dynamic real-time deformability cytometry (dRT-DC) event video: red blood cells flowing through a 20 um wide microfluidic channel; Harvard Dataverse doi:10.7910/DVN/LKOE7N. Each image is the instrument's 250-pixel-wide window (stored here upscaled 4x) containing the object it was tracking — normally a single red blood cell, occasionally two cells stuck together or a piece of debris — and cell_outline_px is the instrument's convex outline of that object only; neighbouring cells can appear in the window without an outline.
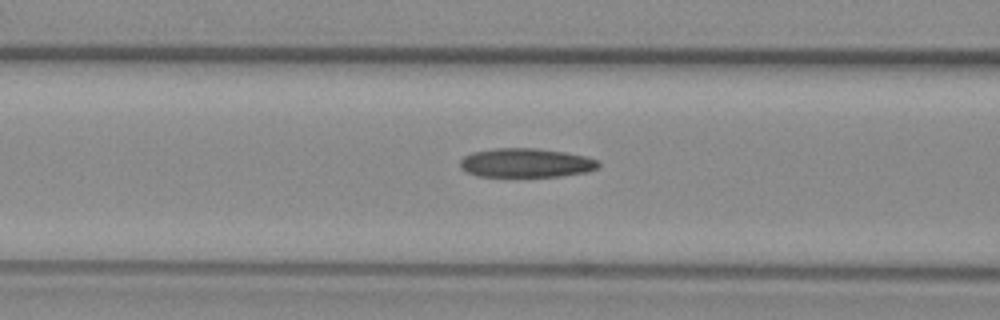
{"species": "common noctule bat (a hibernating species)", "species_latin": "Nyctalus noctula", "temperature_condition": "warm", "stored_images_in_passage": 49, "camera_frame_rate_fps": 3000, "um_per_image_px": 0.085, "animal": {"sex": "female", "body_mass_g": 29.2, "forearm_length_mm": 56.3}, "frame": {"image": 1, "passage_image": 15, "time_ms": 4.667, "image_size_px": [1000, 320], "cell_outline_px": [[600, 164], [596, 168], [588, 172], [560, 176], [476, 176], [460, 168], [460, 160], [464, 156], [472, 152], [496, 148], [536, 148], [564, 152], [584, 156], [596, 160]], "centroid_in_image_um": [44.68, 13.84], "position_along_channel_um": 121.9, "area_um2": 23.29}}
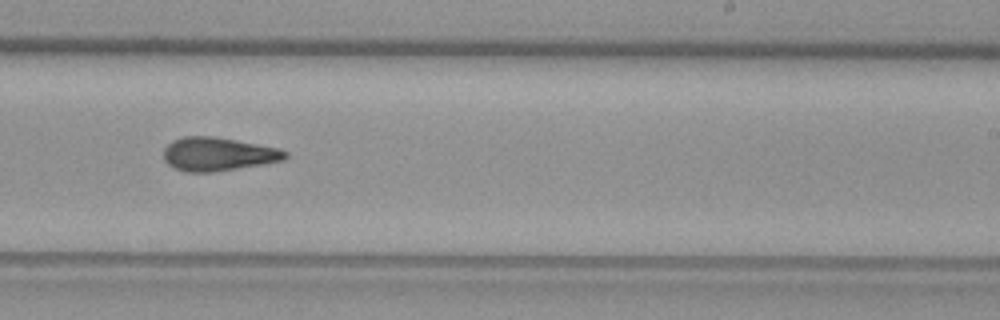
{"frame": {"image": 2, "passage_image": 27, "time_ms": 8.667, "image_size_px": [1000, 320], "cell_outline_px": [[288, 156], [284, 160], [264, 164], [212, 172], [188, 172], [176, 168], [168, 164], [164, 160], [164, 148], [172, 140], [184, 136], [212, 136], [236, 140], [280, 148], [288, 152]], "centroid_in_image_um": [18.55, 13.09], "position_along_channel_um": 270.4, "area_um2": 23.76}}
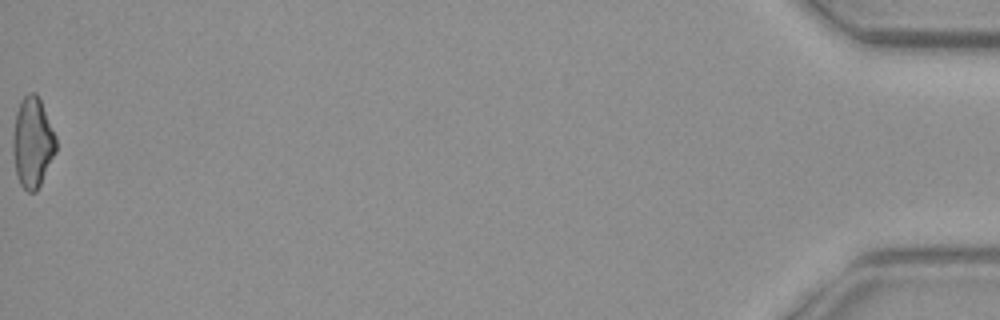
{"frame": {"image": 3, "passage_image": 49, "time_ms": 16.0, "image_size_px": [1000, 320], "cell_outline_px": [[56, 152], [36, 192], [28, 192], [20, 184], [16, 176], [12, 152], [12, 140], [16, 112], [20, 100], [28, 92], [36, 92], [40, 100], [56, 136]], "centroid_in_image_um": [2.75, 12.11], "position_along_channel_um": 432.5, "area_um2": 22.77}, "authors_computed_cell_mechanics": {"area_um2": 23.2934, "velocity_mm_per_s": 3.7226, "shape_relaxation_time_tau1_ms": null, "shape_relaxation_time_tau2_ms": 4.702, "deformation_change_tau1": null, "deformation_change_tau2": 0.1212}}